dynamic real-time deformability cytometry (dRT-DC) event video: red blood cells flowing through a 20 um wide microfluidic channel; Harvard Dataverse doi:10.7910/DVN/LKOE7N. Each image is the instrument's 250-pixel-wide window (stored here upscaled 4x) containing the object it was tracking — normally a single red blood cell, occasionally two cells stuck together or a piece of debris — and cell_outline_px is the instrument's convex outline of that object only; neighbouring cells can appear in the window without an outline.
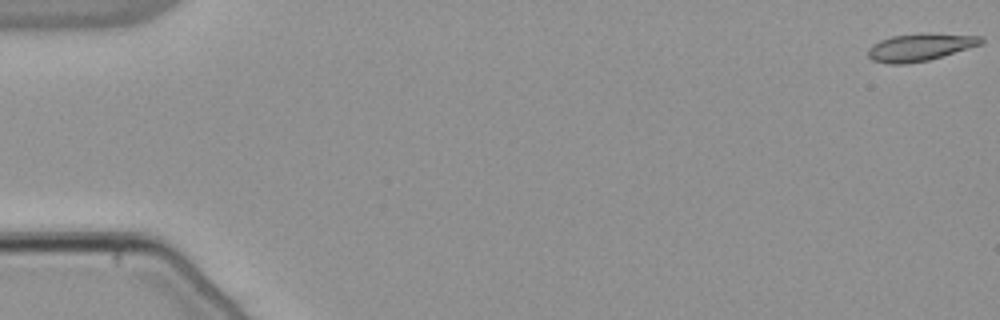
{"species": "common noctule bat (a hibernating species)", "species_latin": "Nyctalus noctula", "temperature_condition": "warm", "stored_images_in_passage": 54, "camera_frame_rate_fps": 3000, "um_per_image_px": 0.085, "animal": {"sex": "male", "body_mass_g": 21.5, "forearm_length_mm": 52.0}, "frame": {"image": 1, "passage_image": 1, "time_ms": 0.0, "image_size_px": [1000, 320], "cell_outline_px": [[984, 44], [928, 60], [904, 64], [888, 64], [872, 60], [868, 56], [868, 48], [872, 44], [880, 40], [892, 36], [984, 36]], "centroid_in_image_um": [78.15, 4.07], "position_along_channel_um": 6.8, "area_um2": 17.05}}
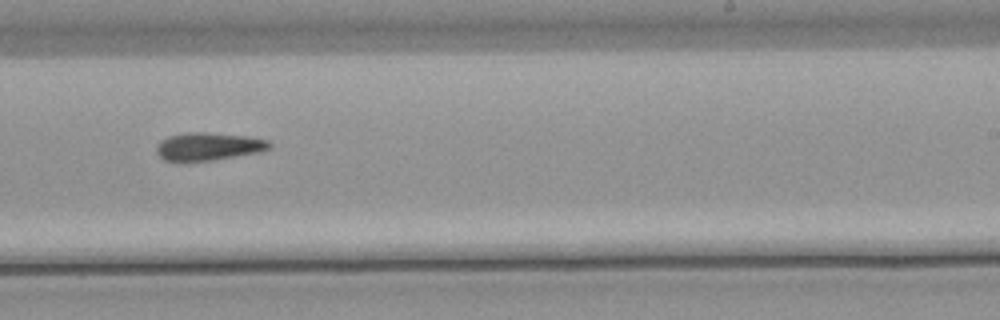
{"frame": {"image": 2, "passage_image": 34, "time_ms": 11.0, "image_size_px": [1000, 320], "cell_outline_px": [[272, 148], [260, 152], [212, 160], [164, 160], [156, 152], [156, 144], [160, 140], [168, 136], [188, 132], [208, 132], [248, 136], [268, 140], [272, 144]], "centroid_in_image_um": [17.74, 12.43], "position_along_channel_um": 271.3, "area_um2": 18.32}}
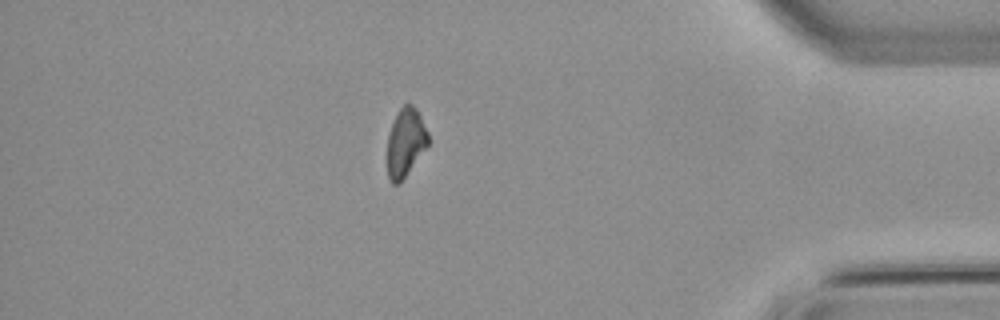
{"frame": {"image": 3, "passage_image": 47, "time_ms": 15.333, "image_size_px": [1000, 320], "cell_outline_px": [[428, 144], [400, 184], [392, 184], [388, 180], [384, 160], [384, 156], [388, 136], [392, 124], [400, 108], [404, 104], [412, 104], [416, 108], [428, 132]], "centroid_in_image_um": [34.4, 12.19], "position_along_channel_um": 400.8, "area_um2": 16.76}}